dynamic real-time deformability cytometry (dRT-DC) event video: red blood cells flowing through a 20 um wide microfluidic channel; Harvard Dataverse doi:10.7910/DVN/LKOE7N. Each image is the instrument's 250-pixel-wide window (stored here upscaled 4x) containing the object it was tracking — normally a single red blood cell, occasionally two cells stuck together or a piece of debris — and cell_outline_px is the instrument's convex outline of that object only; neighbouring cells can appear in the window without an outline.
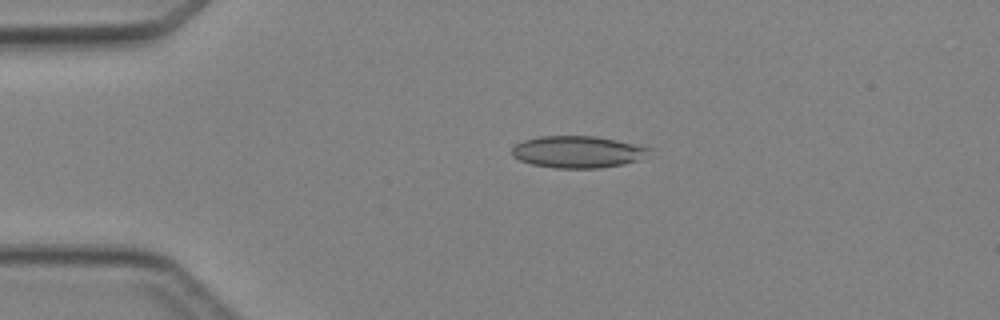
{"species": "Egyptian fruit bat (a non-hibernating species)", "species_latin": "Rousettus aegyptiacus", "temperature_condition": "cold", "stored_images_in_passage": 4, "camera_frame_rate_fps": 3000, "um_per_image_px": 0.085, "animal": {"sex": "female"}, "frame": {"image": 1, "passage_image": 3, "time_ms": 2.667, "image_size_px": [1000, 320], "cell_outline_px": [[652, 148], [636, 160], [624, 164], [600, 168], [556, 168], [532, 164], [520, 160], [512, 156], [512, 148], [516, 144], [524, 140], [540, 136], [596, 136], [616, 140]], "centroid_in_image_um": [49.05, 12.91], "position_along_channel_um": 36.0, "area_um2": 25.2}}